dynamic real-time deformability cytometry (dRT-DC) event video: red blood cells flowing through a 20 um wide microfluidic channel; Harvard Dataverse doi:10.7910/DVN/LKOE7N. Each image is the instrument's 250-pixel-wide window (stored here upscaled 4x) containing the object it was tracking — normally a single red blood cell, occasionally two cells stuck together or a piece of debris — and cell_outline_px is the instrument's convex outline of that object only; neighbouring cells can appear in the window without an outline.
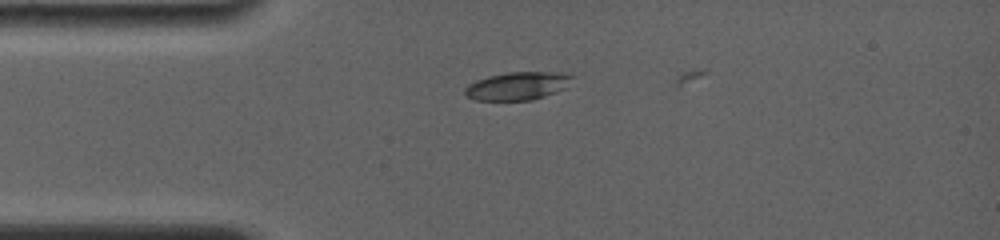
{"species": "common noctule bat (a hibernating species)", "species_latin": "Nyctalus noctula", "temperature_condition": "room temperature", "stored_images_in_passage": 5, "camera_frame_rate_fps": 4000, "um_per_image_px": 0.085, "animal": {"sex": "female", "body_mass_g": 19.0, "forearm_length_mm": 56.7}, "frame": {"image": 1, "passage_image": 1, "time_ms": 0.0, "image_size_px": [1000, 240], "cell_outline_px": [[576, 76], [568, 88], [532, 100], [476, 100], [468, 96], [464, 92], [464, 88], [468, 84], [476, 80], [488, 76], [508, 72], [556, 72]], "centroid_in_image_um": [44.04, 7.3], "position_along_channel_um": 41.0, "area_um2": 17.69}}
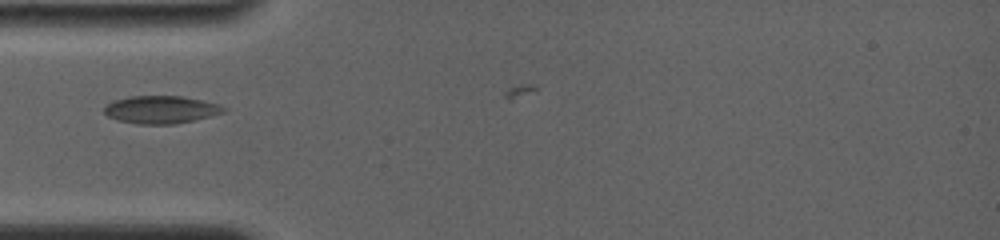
{"frame": {"image": 2, "passage_image": 3, "time_ms": 1.25, "image_size_px": [1000, 240], "cell_outline_px": [[228, 108], [224, 112], [212, 116], [176, 124], [136, 124], [116, 120], [108, 116], [104, 112], [104, 104], [112, 100], [132, 96], [184, 96], [220, 104]], "centroid_in_image_um": [13.68, 9.32], "position_along_channel_um": 71.3, "area_um2": 19.59}}